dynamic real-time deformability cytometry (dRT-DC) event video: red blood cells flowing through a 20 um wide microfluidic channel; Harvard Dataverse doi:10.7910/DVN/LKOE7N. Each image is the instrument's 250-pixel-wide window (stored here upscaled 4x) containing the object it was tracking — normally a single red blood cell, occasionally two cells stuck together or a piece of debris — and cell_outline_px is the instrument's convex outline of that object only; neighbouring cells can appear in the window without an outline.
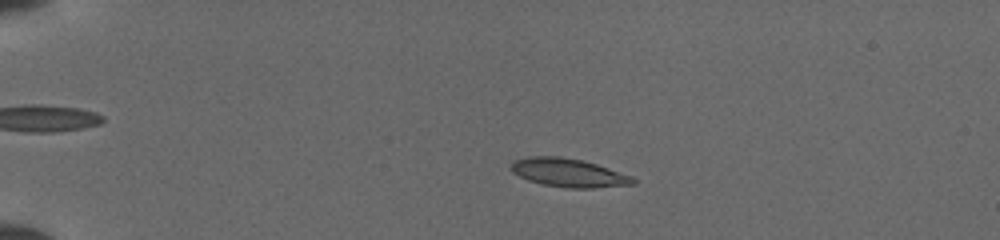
{"species": "common noctule bat (a hibernating species)", "species_latin": "Nyctalus noctula", "temperature_condition": "cold", "stored_images_in_passage": 22, "camera_frame_rate_fps": 3000, "um_per_image_px": 0.085, "animal": {"sex": "female", "body_mass_g": 19.5, "forearm_length_mm": 54.1}, "frame": {"image": 1, "passage_image": 10, "time_ms": 3.0, "image_size_px": [1000, 240], "cell_outline_px": [[636, 184], [592, 188], [568, 188], [544, 184], [528, 180], [512, 172], [508, 168], [512, 160], [528, 156], [560, 156], [580, 160], [596, 164], [632, 176], [636, 180]], "centroid_in_image_um": [48.28, 14.67], "position_along_channel_um": 36.7, "area_um2": 20.29}}
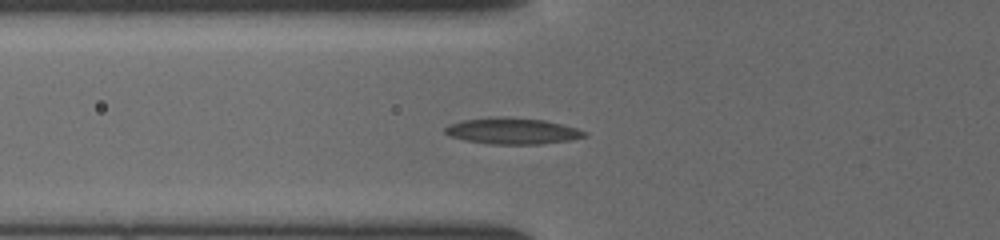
{"frame": {"image": 2, "passage_image": 18, "time_ms": 5.667, "image_size_px": [1000, 240], "cell_outline_px": [[588, 136], [568, 140], [540, 144], [492, 144], [464, 140], [448, 136], [444, 132], [444, 128], [448, 124], [464, 120], [492, 116], [508, 116], [544, 120], [576, 128], [588, 132]], "centroid_in_image_um": [43.51, 11.12], "position_along_channel_um": 82.3, "area_um2": 21.5}}
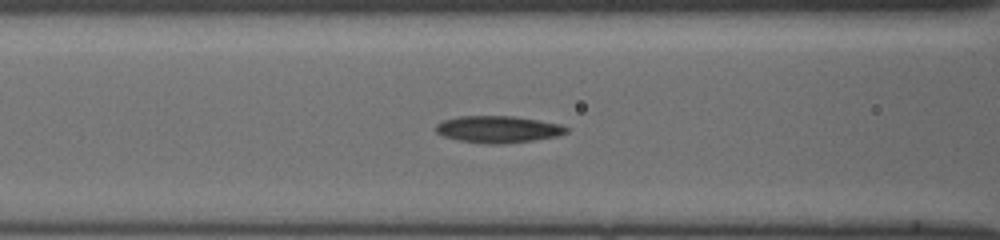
{"frame": {"image": 3, "passage_image": 21, "time_ms": 6.667, "image_size_px": [1000, 240], "cell_outline_px": [[568, 132], [560, 136], [532, 140], [500, 144], [484, 144], [456, 140], [444, 136], [436, 132], [436, 124], [440, 120], [460, 116], [516, 116], [540, 120], [560, 124], [568, 128]], "centroid_in_image_um": [42.33, 10.99], "position_along_channel_um": 124.3, "area_um2": 20.69}}